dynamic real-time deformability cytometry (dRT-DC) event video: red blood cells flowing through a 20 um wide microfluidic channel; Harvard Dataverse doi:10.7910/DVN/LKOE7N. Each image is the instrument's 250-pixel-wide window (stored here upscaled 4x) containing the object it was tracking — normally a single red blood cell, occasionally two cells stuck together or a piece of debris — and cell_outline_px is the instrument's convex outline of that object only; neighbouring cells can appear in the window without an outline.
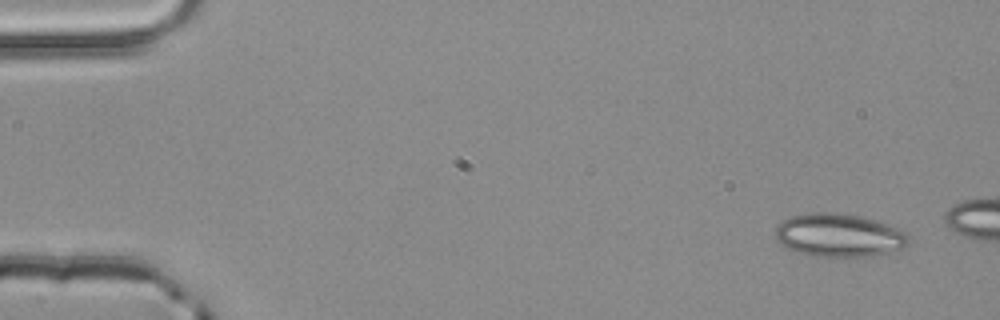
{"species": "common noctule bat (a hibernating species)", "species_latin": "Nyctalus noctula", "temperature_condition": "room temperature", "stored_images_in_passage": 5, "camera_frame_rate_fps": 3000, "um_per_image_px": 0.085, "animal": {"sex": "male", "body_mass_g": 20.4}, "frame": {"image": 1, "passage_image": 1, "time_ms": 0.0, "image_size_px": [1000, 320], "cell_outline_px": [[908, 248], [872, 256], [812, 256], [784, 248], [776, 240], [776, 228], [784, 220], [792, 216], [808, 212], [828, 212], [860, 216], [888, 224], [900, 228], [908, 236]], "centroid_in_image_um": [71.33, 20.0], "position_along_channel_um": 13.7, "area_um2": 33.7}}
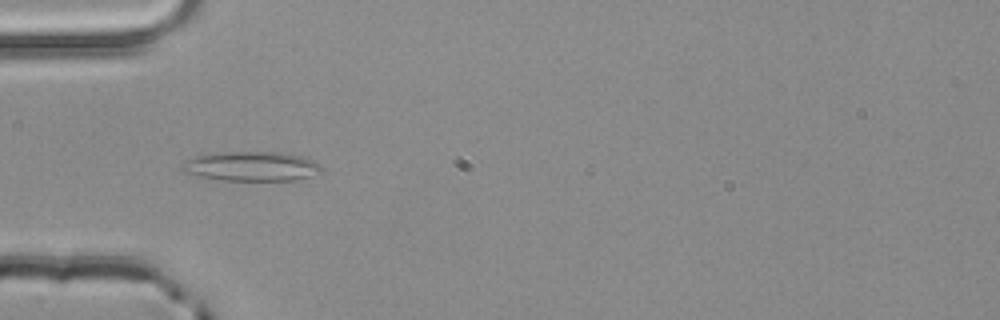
{"frame": {"image": 2, "passage_image": 5, "time_ms": 1.333, "image_size_px": [1000, 320], "cell_outline_px": [[320, 172], [296, 180], [224, 180], [200, 176], [184, 172], [180, 168], [188, 160], [196, 156], [216, 152], [280, 152], [300, 156], [312, 160], [320, 164]], "centroid_in_image_um": [21.36, 14.13], "position_along_channel_um": 63.6, "area_um2": 23.58}}